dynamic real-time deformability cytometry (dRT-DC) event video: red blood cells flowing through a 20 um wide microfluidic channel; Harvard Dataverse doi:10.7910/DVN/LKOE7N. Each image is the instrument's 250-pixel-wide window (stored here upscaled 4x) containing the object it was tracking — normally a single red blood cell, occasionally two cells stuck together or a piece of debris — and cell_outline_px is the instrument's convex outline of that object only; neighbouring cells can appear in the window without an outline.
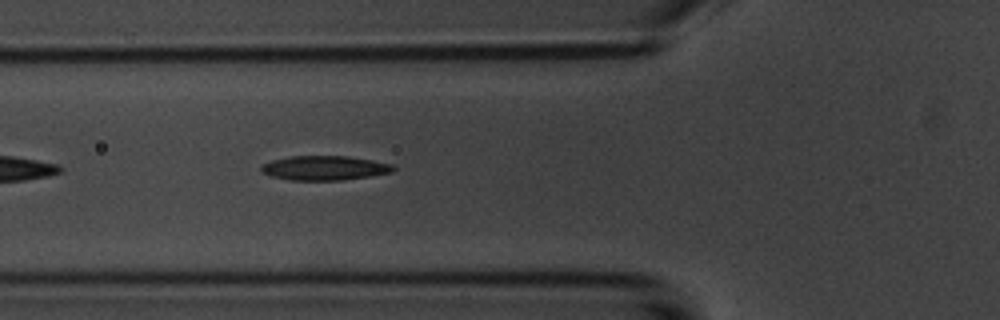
{"species": "common noctule bat (a hibernating species)", "species_latin": "Nyctalus noctula", "temperature_condition": "room temperature", "stored_images_in_passage": 7, "camera_frame_rate_fps": 3000, "um_per_image_px": 0.085, "animal": {"sex": "male", "body_mass_g": 20.1, "forearm_length_mm": 53.5}, "frame": {"image": 1, "passage_image": 6, "time_ms": 5.667, "image_size_px": [1000, 320], "cell_outline_px": [[396, 168], [392, 172], [344, 180], [292, 180], [272, 176], [260, 172], [260, 164], [272, 160], [292, 156], [348, 156], [372, 160], [392, 164]], "centroid_in_image_um": [27.56, 14.27], "position_along_channel_um": 98.2, "area_um2": 18.79}}